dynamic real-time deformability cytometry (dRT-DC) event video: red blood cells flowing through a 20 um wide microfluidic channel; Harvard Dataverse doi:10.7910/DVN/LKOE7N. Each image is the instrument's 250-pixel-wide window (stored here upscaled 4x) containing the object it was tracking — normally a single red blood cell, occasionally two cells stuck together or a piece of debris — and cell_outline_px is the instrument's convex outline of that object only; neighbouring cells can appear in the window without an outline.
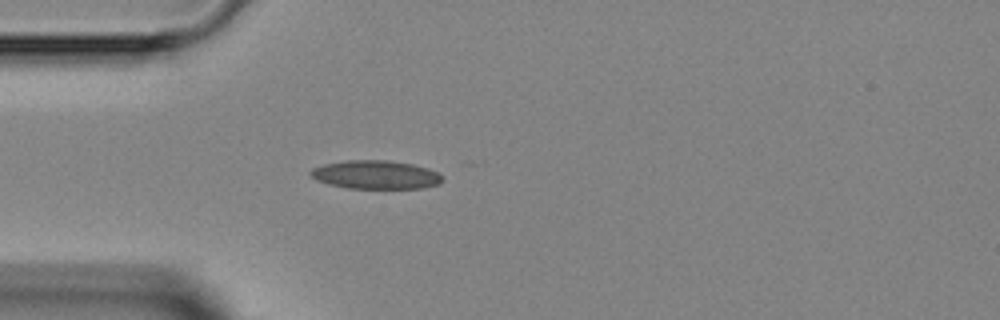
{"species": "Egyptian fruit bat (a non-hibernating species)", "species_latin": "Rousettus aegyptiacus", "temperature_condition": "room temperature", "stored_images_in_passage": 4, "camera_frame_rate_fps": 3000, "um_per_image_px": 0.085, "animal": {"sex": "female"}, "frame": {"image": 1, "passage_image": 4, "time_ms": 3.333, "image_size_px": [1000, 320], "cell_outline_px": [[444, 180], [440, 184], [424, 188], [348, 188], [328, 184], [316, 180], [308, 172], [312, 168], [324, 164], [348, 160], [388, 160], [412, 164], [428, 168], [440, 172], [444, 176]], "centroid_in_image_um": [31.99, 14.85], "position_along_channel_um": 53.0, "area_um2": 22.14}}